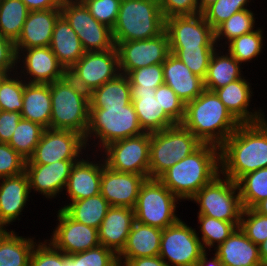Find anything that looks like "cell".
<instances>
[{
    "mask_svg": "<svg viewBox=\"0 0 267 266\" xmlns=\"http://www.w3.org/2000/svg\"><path fill=\"white\" fill-rule=\"evenodd\" d=\"M267 167V118L240 124L220 146V173L236 182Z\"/></svg>",
    "mask_w": 267,
    "mask_h": 266,
    "instance_id": "obj_1",
    "label": "cell"
},
{
    "mask_svg": "<svg viewBox=\"0 0 267 266\" xmlns=\"http://www.w3.org/2000/svg\"><path fill=\"white\" fill-rule=\"evenodd\" d=\"M220 174V147L203 143L158 179L181 201H189Z\"/></svg>",
    "mask_w": 267,
    "mask_h": 266,
    "instance_id": "obj_2",
    "label": "cell"
},
{
    "mask_svg": "<svg viewBox=\"0 0 267 266\" xmlns=\"http://www.w3.org/2000/svg\"><path fill=\"white\" fill-rule=\"evenodd\" d=\"M181 124L202 143L218 147L240 125L216 93L206 89L197 98L185 104V116Z\"/></svg>",
    "mask_w": 267,
    "mask_h": 266,
    "instance_id": "obj_3",
    "label": "cell"
},
{
    "mask_svg": "<svg viewBox=\"0 0 267 266\" xmlns=\"http://www.w3.org/2000/svg\"><path fill=\"white\" fill-rule=\"evenodd\" d=\"M143 133L131 102L123 107L90 108L89 126L84 140L90 153H99L112 142Z\"/></svg>",
    "mask_w": 267,
    "mask_h": 266,
    "instance_id": "obj_4",
    "label": "cell"
},
{
    "mask_svg": "<svg viewBox=\"0 0 267 266\" xmlns=\"http://www.w3.org/2000/svg\"><path fill=\"white\" fill-rule=\"evenodd\" d=\"M50 129L72 130L85 137L89 126V93L68 75L50 83Z\"/></svg>",
    "mask_w": 267,
    "mask_h": 266,
    "instance_id": "obj_5",
    "label": "cell"
},
{
    "mask_svg": "<svg viewBox=\"0 0 267 266\" xmlns=\"http://www.w3.org/2000/svg\"><path fill=\"white\" fill-rule=\"evenodd\" d=\"M165 30V19L157 0H121L112 29L114 42L144 40Z\"/></svg>",
    "mask_w": 267,
    "mask_h": 266,
    "instance_id": "obj_6",
    "label": "cell"
},
{
    "mask_svg": "<svg viewBox=\"0 0 267 266\" xmlns=\"http://www.w3.org/2000/svg\"><path fill=\"white\" fill-rule=\"evenodd\" d=\"M202 144L182 124L150 133L149 178L158 179L171 166L192 154Z\"/></svg>",
    "mask_w": 267,
    "mask_h": 266,
    "instance_id": "obj_7",
    "label": "cell"
},
{
    "mask_svg": "<svg viewBox=\"0 0 267 266\" xmlns=\"http://www.w3.org/2000/svg\"><path fill=\"white\" fill-rule=\"evenodd\" d=\"M182 202L159 179L148 178L141 185L133 208L135 221L165 229L180 218L177 209ZM178 207V208H177Z\"/></svg>",
    "mask_w": 267,
    "mask_h": 266,
    "instance_id": "obj_8",
    "label": "cell"
},
{
    "mask_svg": "<svg viewBox=\"0 0 267 266\" xmlns=\"http://www.w3.org/2000/svg\"><path fill=\"white\" fill-rule=\"evenodd\" d=\"M190 201L198 205L197 215L226 222H240L244 209L236 182L221 173L203 186Z\"/></svg>",
    "mask_w": 267,
    "mask_h": 266,
    "instance_id": "obj_9",
    "label": "cell"
},
{
    "mask_svg": "<svg viewBox=\"0 0 267 266\" xmlns=\"http://www.w3.org/2000/svg\"><path fill=\"white\" fill-rule=\"evenodd\" d=\"M150 133L118 140L105 146L99 153L105 165L115 171L133 173L149 178Z\"/></svg>",
    "mask_w": 267,
    "mask_h": 266,
    "instance_id": "obj_10",
    "label": "cell"
},
{
    "mask_svg": "<svg viewBox=\"0 0 267 266\" xmlns=\"http://www.w3.org/2000/svg\"><path fill=\"white\" fill-rule=\"evenodd\" d=\"M162 229L159 257L169 266H194L205 252L196 228L189 226L182 217Z\"/></svg>",
    "mask_w": 267,
    "mask_h": 266,
    "instance_id": "obj_11",
    "label": "cell"
},
{
    "mask_svg": "<svg viewBox=\"0 0 267 266\" xmlns=\"http://www.w3.org/2000/svg\"><path fill=\"white\" fill-rule=\"evenodd\" d=\"M120 73L116 46L105 51L85 52L67 71V75L89 94Z\"/></svg>",
    "mask_w": 267,
    "mask_h": 266,
    "instance_id": "obj_12",
    "label": "cell"
},
{
    "mask_svg": "<svg viewBox=\"0 0 267 266\" xmlns=\"http://www.w3.org/2000/svg\"><path fill=\"white\" fill-rule=\"evenodd\" d=\"M86 152L89 151L80 133L47 128L26 164L46 165L62 160H80Z\"/></svg>",
    "mask_w": 267,
    "mask_h": 266,
    "instance_id": "obj_13",
    "label": "cell"
},
{
    "mask_svg": "<svg viewBox=\"0 0 267 266\" xmlns=\"http://www.w3.org/2000/svg\"><path fill=\"white\" fill-rule=\"evenodd\" d=\"M61 15L79 37L85 52L105 51L115 47L112 29L97 21L85 4H61Z\"/></svg>",
    "mask_w": 267,
    "mask_h": 266,
    "instance_id": "obj_14",
    "label": "cell"
},
{
    "mask_svg": "<svg viewBox=\"0 0 267 266\" xmlns=\"http://www.w3.org/2000/svg\"><path fill=\"white\" fill-rule=\"evenodd\" d=\"M114 43L119 56L120 73L125 75L141 67L162 64L170 54L169 39L165 30L150 39Z\"/></svg>",
    "mask_w": 267,
    "mask_h": 266,
    "instance_id": "obj_15",
    "label": "cell"
},
{
    "mask_svg": "<svg viewBox=\"0 0 267 266\" xmlns=\"http://www.w3.org/2000/svg\"><path fill=\"white\" fill-rule=\"evenodd\" d=\"M170 48H217L215 33L202 13L165 19Z\"/></svg>",
    "mask_w": 267,
    "mask_h": 266,
    "instance_id": "obj_16",
    "label": "cell"
},
{
    "mask_svg": "<svg viewBox=\"0 0 267 266\" xmlns=\"http://www.w3.org/2000/svg\"><path fill=\"white\" fill-rule=\"evenodd\" d=\"M15 50L16 72L27 83L50 84L67 75V71L49 46Z\"/></svg>",
    "mask_w": 267,
    "mask_h": 266,
    "instance_id": "obj_17",
    "label": "cell"
},
{
    "mask_svg": "<svg viewBox=\"0 0 267 266\" xmlns=\"http://www.w3.org/2000/svg\"><path fill=\"white\" fill-rule=\"evenodd\" d=\"M56 226L47 240L66 255L83 252L100 245L98 229L78 223L62 209H57Z\"/></svg>",
    "mask_w": 267,
    "mask_h": 266,
    "instance_id": "obj_18",
    "label": "cell"
},
{
    "mask_svg": "<svg viewBox=\"0 0 267 266\" xmlns=\"http://www.w3.org/2000/svg\"><path fill=\"white\" fill-rule=\"evenodd\" d=\"M88 154L87 152L85 156L73 165L63 192V195L65 194L68 200L66 199L65 205L61 204L62 207L60 206L59 209H63L68 202L71 203L100 194L101 175L105 162L100 153L92 152L93 156Z\"/></svg>",
    "mask_w": 267,
    "mask_h": 266,
    "instance_id": "obj_19",
    "label": "cell"
},
{
    "mask_svg": "<svg viewBox=\"0 0 267 266\" xmlns=\"http://www.w3.org/2000/svg\"><path fill=\"white\" fill-rule=\"evenodd\" d=\"M79 160H62L51 164H26L25 173L30 193L43 195L45 199H57L65 190L73 165Z\"/></svg>",
    "mask_w": 267,
    "mask_h": 266,
    "instance_id": "obj_20",
    "label": "cell"
},
{
    "mask_svg": "<svg viewBox=\"0 0 267 266\" xmlns=\"http://www.w3.org/2000/svg\"><path fill=\"white\" fill-rule=\"evenodd\" d=\"M249 80L244 75L242 78L214 91L226 109L240 124L257 123L267 118L262 108H252L254 88H252L253 84Z\"/></svg>",
    "mask_w": 267,
    "mask_h": 266,
    "instance_id": "obj_21",
    "label": "cell"
},
{
    "mask_svg": "<svg viewBox=\"0 0 267 266\" xmlns=\"http://www.w3.org/2000/svg\"><path fill=\"white\" fill-rule=\"evenodd\" d=\"M146 179L143 175L115 171L105 165L102 169L100 194L110 206L134 208L141 185Z\"/></svg>",
    "mask_w": 267,
    "mask_h": 266,
    "instance_id": "obj_22",
    "label": "cell"
},
{
    "mask_svg": "<svg viewBox=\"0 0 267 266\" xmlns=\"http://www.w3.org/2000/svg\"><path fill=\"white\" fill-rule=\"evenodd\" d=\"M30 194L29 181L24 172L17 176L0 178V229H9L13 222L20 221Z\"/></svg>",
    "mask_w": 267,
    "mask_h": 266,
    "instance_id": "obj_23",
    "label": "cell"
},
{
    "mask_svg": "<svg viewBox=\"0 0 267 266\" xmlns=\"http://www.w3.org/2000/svg\"><path fill=\"white\" fill-rule=\"evenodd\" d=\"M60 16V9L29 11L22 32L14 43L15 49L50 46L54 26Z\"/></svg>",
    "mask_w": 267,
    "mask_h": 266,
    "instance_id": "obj_24",
    "label": "cell"
},
{
    "mask_svg": "<svg viewBox=\"0 0 267 266\" xmlns=\"http://www.w3.org/2000/svg\"><path fill=\"white\" fill-rule=\"evenodd\" d=\"M135 222L134 209L111 206L98 228L100 245L111 249L117 255L123 250L127 237Z\"/></svg>",
    "mask_w": 267,
    "mask_h": 266,
    "instance_id": "obj_25",
    "label": "cell"
},
{
    "mask_svg": "<svg viewBox=\"0 0 267 266\" xmlns=\"http://www.w3.org/2000/svg\"><path fill=\"white\" fill-rule=\"evenodd\" d=\"M164 84L168 85L186 104L197 98L204 90V80L174 54L170 53L162 63Z\"/></svg>",
    "mask_w": 267,
    "mask_h": 266,
    "instance_id": "obj_26",
    "label": "cell"
},
{
    "mask_svg": "<svg viewBox=\"0 0 267 266\" xmlns=\"http://www.w3.org/2000/svg\"><path fill=\"white\" fill-rule=\"evenodd\" d=\"M156 88H131V100L143 132L154 133L176 123L164 112L155 98Z\"/></svg>",
    "mask_w": 267,
    "mask_h": 266,
    "instance_id": "obj_27",
    "label": "cell"
},
{
    "mask_svg": "<svg viewBox=\"0 0 267 266\" xmlns=\"http://www.w3.org/2000/svg\"><path fill=\"white\" fill-rule=\"evenodd\" d=\"M223 266H261L258 245L237 227L217 248L213 249Z\"/></svg>",
    "mask_w": 267,
    "mask_h": 266,
    "instance_id": "obj_28",
    "label": "cell"
},
{
    "mask_svg": "<svg viewBox=\"0 0 267 266\" xmlns=\"http://www.w3.org/2000/svg\"><path fill=\"white\" fill-rule=\"evenodd\" d=\"M161 235L162 229L135 221L123 250L118 254L119 265L132 258L158 256Z\"/></svg>",
    "mask_w": 267,
    "mask_h": 266,
    "instance_id": "obj_29",
    "label": "cell"
},
{
    "mask_svg": "<svg viewBox=\"0 0 267 266\" xmlns=\"http://www.w3.org/2000/svg\"><path fill=\"white\" fill-rule=\"evenodd\" d=\"M49 47L66 71L85 53L79 37L62 15L55 23Z\"/></svg>",
    "mask_w": 267,
    "mask_h": 266,
    "instance_id": "obj_30",
    "label": "cell"
},
{
    "mask_svg": "<svg viewBox=\"0 0 267 266\" xmlns=\"http://www.w3.org/2000/svg\"><path fill=\"white\" fill-rule=\"evenodd\" d=\"M222 50V51H221ZM217 47L211 55L204 87L206 90L215 91L226 86L232 81L244 76L242 65L226 50Z\"/></svg>",
    "mask_w": 267,
    "mask_h": 266,
    "instance_id": "obj_31",
    "label": "cell"
},
{
    "mask_svg": "<svg viewBox=\"0 0 267 266\" xmlns=\"http://www.w3.org/2000/svg\"><path fill=\"white\" fill-rule=\"evenodd\" d=\"M21 116L23 119L40 124L45 129L50 128L51 95L49 84L27 83L25 81Z\"/></svg>",
    "mask_w": 267,
    "mask_h": 266,
    "instance_id": "obj_32",
    "label": "cell"
},
{
    "mask_svg": "<svg viewBox=\"0 0 267 266\" xmlns=\"http://www.w3.org/2000/svg\"><path fill=\"white\" fill-rule=\"evenodd\" d=\"M35 236H19L14 229H0V266H29Z\"/></svg>",
    "mask_w": 267,
    "mask_h": 266,
    "instance_id": "obj_33",
    "label": "cell"
},
{
    "mask_svg": "<svg viewBox=\"0 0 267 266\" xmlns=\"http://www.w3.org/2000/svg\"><path fill=\"white\" fill-rule=\"evenodd\" d=\"M90 108L123 107L132 102L131 87L127 75L119 74L89 94Z\"/></svg>",
    "mask_w": 267,
    "mask_h": 266,
    "instance_id": "obj_34",
    "label": "cell"
},
{
    "mask_svg": "<svg viewBox=\"0 0 267 266\" xmlns=\"http://www.w3.org/2000/svg\"><path fill=\"white\" fill-rule=\"evenodd\" d=\"M111 206L101 195L68 203L62 209L74 221L98 229Z\"/></svg>",
    "mask_w": 267,
    "mask_h": 266,
    "instance_id": "obj_35",
    "label": "cell"
},
{
    "mask_svg": "<svg viewBox=\"0 0 267 266\" xmlns=\"http://www.w3.org/2000/svg\"><path fill=\"white\" fill-rule=\"evenodd\" d=\"M255 15L257 14L251 8L241 10L220 24L214 30L217 47L224 48L233 39L256 30L258 27L255 23L258 22L256 21L258 18Z\"/></svg>",
    "mask_w": 267,
    "mask_h": 266,
    "instance_id": "obj_36",
    "label": "cell"
},
{
    "mask_svg": "<svg viewBox=\"0 0 267 266\" xmlns=\"http://www.w3.org/2000/svg\"><path fill=\"white\" fill-rule=\"evenodd\" d=\"M197 218L199 230L195 231L196 235L201 240L204 250L210 252L222 244L240 225V222H226L205 215H197Z\"/></svg>",
    "mask_w": 267,
    "mask_h": 266,
    "instance_id": "obj_37",
    "label": "cell"
},
{
    "mask_svg": "<svg viewBox=\"0 0 267 266\" xmlns=\"http://www.w3.org/2000/svg\"><path fill=\"white\" fill-rule=\"evenodd\" d=\"M28 14L29 9L22 0H0V33L15 43Z\"/></svg>",
    "mask_w": 267,
    "mask_h": 266,
    "instance_id": "obj_38",
    "label": "cell"
},
{
    "mask_svg": "<svg viewBox=\"0 0 267 266\" xmlns=\"http://www.w3.org/2000/svg\"><path fill=\"white\" fill-rule=\"evenodd\" d=\"M264 30L258 27L253 32L243 34L230 41L224 48L227 50L242 66L249 65L255 58L258 60V55L263 53ZM227 48V49H226ZM252 61V62H251Z\"/></svg>",
    "mask_w": 267,
    "mask_h": 266,
    "instance_id": "obj_39",
    "label": "cell"
},
{
    "mask_svg": "<svg viewBox=\"0 0 267 266\" xmlns=\"http://www.w3.org/2000/svg\"><path fill=\"white\" fill-rule=\"evenodd\" d=\"M236 184L243 208H253L267 198V167L241 176Z\"/></svg>",
    "mask_w": 267,
    "mask_h": 266,
    "instance_id": "obj_40",
    "label": "cell"
},
{
    "mask_svg": "<svg viewBox=\"0 0 267 266\" xmlns=\"http://www.w3.org/2000/svg\"><path fill=\"white\" fill-rule=\"evenodd\" d=\"M44 130L45 128L40 124L22 118L8 144L28 160L33 155Z\"/></svg>",
    "mask_w": 267,
    "mask_h": 266,
    "instance_id": "obj_41",
    "label": "cell"
},
{
    "mask_svg": "<svg viewBox=\"0 0 267 266\" xmlns=\"http://www.w3.org/2000/svg\"><path fill=\"white\" fill-rule=\"evenodd\" d=\"M25 80L17 73L8 74L0 84V110L21 112Z\"/></svg>",
    "mask_w": 267,
    "mask_h": 266,
    "instance_id": "obj_42",
    "label": "cell"
},
{
    "mask_svg": "<svg viewBox=\"0 0 267 266\" xmlns=\"http://www.w3.org/2000/svg\"><path fill=\"white\" fill-rule=\"evenodd\" d=\"M254 0H217L207 7L202 15L215 30L220 24L229 19L233 14L241 10L250 9L249 3ZM249 7V8H248Z\"/></svg>",
    "mask_w": 267,
    "mask_h": 266,
    "instance_id": "obj_43",
    "label": "cell"
},
{
    "mask_svg": "<svg viewBox=\"0 0 267 266\" xmlns=\"http://www.w3.org/2000/svg\"><path fill=\"white\" fill-rule=\"evenodd\" d=\"M215 50L216 48H170V53L176 55L194 75L204 80Z\"/></svg>",
    "mask_w": 267,
    "mask_h": 266,
    "instance_id": "obj_44",
    "label": "cell"
},
{
    "mask_svg": "<svg viewBox=\"0 0 267 266\" xmlns=\"http://www.w3.org/2000/svg\"><path fill=\"white\" fill-rule=\"evenodd\" d=\"M239 227L255 245H260L267 239V216L259 214L253 208L243 209Z\"/></svg>",
    "mask_w": 267,
    "mask_h": 266,
    "instance_id": "obj_45",
    "label": "cell"
},
{
    "mask_svg": "<svg viewBox=\"0 0 267 266\" xmlns=\"http://www.w3.org/2000/svg\"><path fill=\"white\" fill-rule=\"evenodd\" d=\"M155 98L164 112L176 123L181 124L185 116V103L166 84L156 88Z\"/></svg>",
    "mask_w": 267,
    "mask_h": 266,
    "instance_id": "obj_46",
    "label": "cell"
},
{
    "mask_svg": "<svg viewBox=\"0 0 267 266\" xmlns=\"http://www.w3.org/2000/svg\"><path fill=\"white\" fill-rule=\"evenodd\" d=\"M127 77L129 78L131 88L150 89L164 84L162 64L131 70Z\"/></svg>",
    "mask_w": 267,
    "mask_h": 266,
    "instance_id": "obj_47",
    "label": "cell"
},
{
    "mask_svg": "<svg viewBox=\"0 0 267 266\" xmlns=\"http://www.w3.org/2000/svg\"><path fill=\"white\" fill-rule=\"evenodd\" d=\"M29 266H65V253L57 250L44 238L35 245Z\"/></svg>",
    "mask_w": 267,
    "mask_h": 266,
    "instance_id": "obj_48",
    "label": "cell"
},
{
    "mask_svg": "<svg viewBox=\"0 0 267 266\" xmlns=\"http://www.w3.org/2000/svg\"><path fill=\"white\" fill-rule=\"evenodd\" d=\"M121 0H91L85 4L89 13L100 23L113 29Z\"/></svg>",
    "mask_w": 267,
    "mask_h": 266,
    "instance_id": "obj_49",
    "label": "cell"
},
{
    "mask_svg": "<svg viewBox=\"0 0 267 266\" xmlns=\"http://www.w3.org/2000/svg\"><path fill=\"white\" fill-rule=\"evenodd\" d=\"M26 160L8 143H0V178L17 176L25 172Z\"/></svg>",
    "mask_w": 267,
    "mask_h": 266,
    "instance_id": "obj_50",
    "label": "cell"
},
{
    "mask_svg": "<svg viewBox=\"0 0 267 266\" xmlns=\"http://www.w3.org/2000/svg\"><path fill=\"white\" fill-rule=\"evenodd\" d=\"M80 266H120L118 255L109 248L99 245L80 252Z\"/></svg>",
    "mask_w": 267,
    "mask_h": 266,
    "instance_id": "obj_51",
    "label": "cell"
},
{
    "mask_svg": "<svg viewBox=\"0 0 267 266\" xmlns=\"http://www.w3.org/2000/svg\"><path fill=\"white\" fill-rule=\"evenodd\" d=\"M164 19L200 14L198 0H157Z\"/></svg>",
    "mask_w": 267,
    "mask_h": 266,
    "instance_id": "obj_52",
    "label": "cell"
},
{
    "mask_svg": "<svg viewBox=\"0 0 267 266\" xmlns=\"http://www.w3.org/2000/svg\"><path fill=\"white\" fill-rule=\"evenodd\" d=\"M17 70L15 44L0 33V73L11 74Z\"/></svg>",
    "mask_w": 267,
    "mask_h": 266,
    "instance_id": "obj_53",
    "label": "cell"
},
{
    "mask_svg": "<svg viewBox=\"0 0 267 266\" xmlns=\"http://www.w3.org/2000/svg\"><path fill=\"white\" fill-rule=\"evenodd\" d=\"M21 119V112L0 110V143H8L10 141Z\"/></svg>",
    "mask_w": 267,
    "mask_h": 266,
    "instance_id": "obj_54",
    "label": "cell"
},
{
    "mask_svg": "<svg viewBox=\"0 0 267 266\" xmlns=\"http://www.w3.org/2000/svg\"><path fill=\"white\" fill-rule=\"evenodd\" d=\"M122 266H169L159 256L132 258L127 260Z\"/></svg>",
    "mask_w": 267,
    "mask_h": 266,
    "instance_id": "obj_55",
    "label": "cell"
},
{
    "mask_svg": "<svg viewBox=\"0 0 267 266\" xmlns=\"http://www.w3.org/2000/svg\"><path fill=\"white\" fill-rule=\"evenodd\" d=\"M29 11L60 9L61 4L57 0H22Z\"/></svg>",
    "mask_w": 267,
    "mask_h": 266,
    "instance_id": "obj_56",
    "label": "cell"
},
{
    "mask_svg": "<svg viewBox=\"0 0 267 266\" xmlns=\"http://www.w3.org/2000/svg\"><path fill=\"white\" fill-rule=\"evenodd\" d=\"M210 255V251H205L194 266H223L221 260L215 253L213 254V256ZM208 256H210L211 258H208Z\"/></svg>",
    "mask_w": 267,
    "mask_h": 266,
    "instance_id": "obj_57",
    "label": "cell"
},
{
    "mask_svg": "<svg viewBox=\"0 0 267 266\" xmlns=\"http://www.w3.org/2000/svg\"><path fill=\"white\" fill-rule=\"evenodd\" d=\"M65 266H80V252L71 255L65 254Z\"/></svg>",
    "mask_w": 267,
    "mask_h": 266,
    "instance_id": "obj_58",
    "label": "cell"
},
{
    "mask_svg": "<svg viewBox=\"0 0 267 266\" xmlns=\"http://www.w3.org/2000/svg\"><path fill=\"white\" fill-rule=\"evenodd\" d=\"M253 209L263 216H267V198L258 202Z\"/></svg>",
    "mask_w": 267,
    "mask_h": 266,
    "instance_id": "obj_59",
    "label": "cell"
},
{
    "mask_svg": "<svg viewBox=\"0 0 267 266\" xmlns=\"http://www.w3.org/2000/svg\"><path fill=\"white\" fill-rule=\"evenodd\" d=\"M259 256L263 264L267 263V239L258 245Z\"/></svg>",
    "mask_w": 267,
    "mask_h": 266,
    "instance_id": "obj_60",
    "label": "cell"
},
{
    "mask_svg": "<svg viewBox=\"0 0 267 266\" xmlns=\"http://www.w3.org/2000/svg\"><path fill=\"white\" fill-rule=\"evenodd\" d=\"M217 0H198L199 12L202 13L207 7L215 3Z\"/></svg>",
    "mask_w": 267,
    "mask_h": 266,
    "instance_id": "obj_61",
    "label": "cell"
},
{
    "mask_svg": "<svg viewBox=\"0 0 267 266\" xmlns=\"http://www.w3.org/2000/svg\"><path fill=\"white\" fill-rule=\"evenodd\" d=\"M91 0H68V2H73V3H77V4H86Z\"/></svg>",
    "mask_w": 267,
    "mask_h": 266,
    "instance_id": "obj_62",
    "label": "cell"
},
{
    "mask_svg": "<svg viewBox=\"0 0 267 266\" xmlns=\"http://www.w3.org/2000/svg\"><path fill=\"white\" fill-rule=\"evenodd\" d=\"M8 74H2L0 73V84H1V81L7 76Z\"/></svg>",
    "mask_w": 267,
    "mask_h": 266,
    "instance_id": "obj_63",
    "label": "cell"
},
{
    "mask_svg": "<svg viewBox=\"0 0 267 266\" xmlns=\"http://www.w3.org/2000/svg\"><path fill=\"white\" fill-rule=\"evenodd\" d=\"M60 4L68 2V0H57Z\"/></svg>",
    "mask_w": 267,
    "mask_h": 266,
    "instance_id": "obj_64",
    "label": "cell"
}]
</instances>
